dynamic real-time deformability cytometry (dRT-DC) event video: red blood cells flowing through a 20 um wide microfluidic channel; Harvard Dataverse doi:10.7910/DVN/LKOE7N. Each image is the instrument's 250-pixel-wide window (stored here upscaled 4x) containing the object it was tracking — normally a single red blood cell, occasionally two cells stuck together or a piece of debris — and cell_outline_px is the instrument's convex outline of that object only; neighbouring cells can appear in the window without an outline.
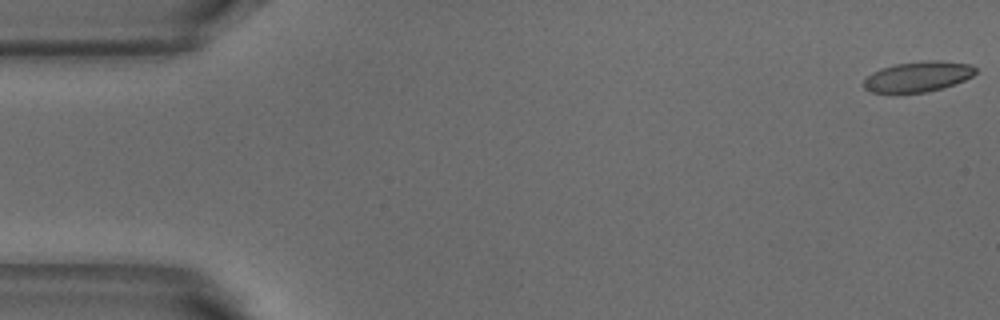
{"species": "common noctule bat (a hibernating species)", "species_latin": "Nyctalus noctula", "temperature_condition": "warm", "stored_images_in_passage": 53, "camera_frame_rate_fps": 3000, "um_per_image_px": 0.085, "animal": {"sex": "male", "body_mass_g": 18.8}, "frame": {"image": 1, "passage_image": 1, "time_ms": 0.0, "image_size_px": [1000, 320], "cell_outline_px": [[976, 72], [972, 76], [964, 80], [940, 88], [924, 92], [872, 92], [864, 88], [864, 80], [872, 72], [880, 68], [896, 64], [928, 60], [936, 60], [972, 64], [976, 68]], "centroid_in_image_um": [78.03, 6.49], "position_along_channel_um": 7.0, "area_um2": 19.48}}
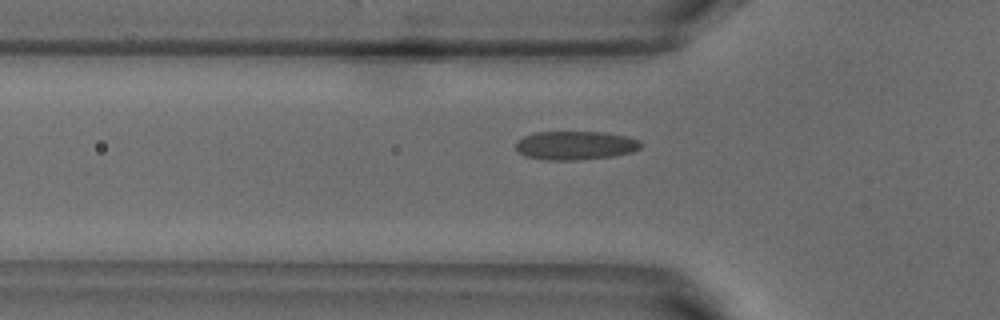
{"frame": {"image": 2, "passage_image": 17, "time_ms": 5.333, "image_size_px": [1000, 320], "cell_outline_px": [[640, 148], [632, 152], [612, 156], [576, 160], [548, 160], [524, 156], [516, 148], [516, 140], [524, 136], [536, 132], [604, 132], [624, 136], [640, 140]], "centroid_in_image_um": [48.88, 12.36], "position_along_channel_um": 76.9, "area_um2": 20.81}}
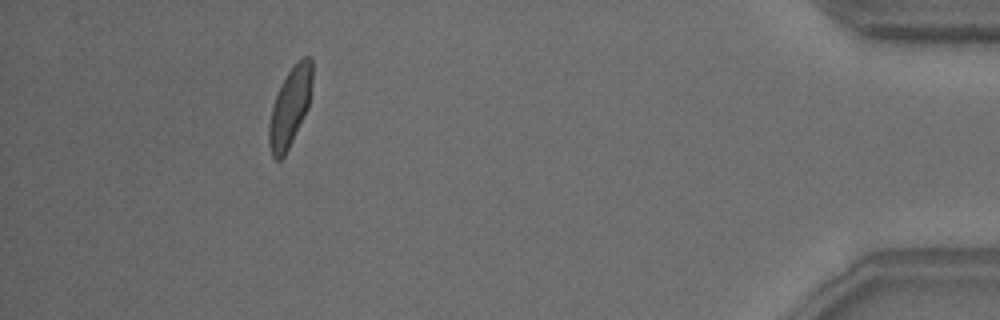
{"frame": {"image": 3, "passage_image": 48, "time_ms": 15.667, "image_size_px": [1000, 320], "cell_outline_px": [[312, 84], [308, 108], [284, 156], [280, 160], [276, 160], [272, 156], [268, 144], [268, 128], [272, 104], [288, 72], [304, 56], [312, 56]], "centroid_in_image_um": [24.64, 9.12], "position_along_channel_um": 410.6, "area_um2": 19.59}, "authors_computed_cell_mechanics": {"area_um2": 20.1144, "velocity_mm_per_s": 3.8103, "shape_relaxation_time_tau1_ms": 4.4784, "shape_relaxation_time_tau2_ms": null, "deformation_change_tau1": 0.1484, "deformation_change_tau2": null}}